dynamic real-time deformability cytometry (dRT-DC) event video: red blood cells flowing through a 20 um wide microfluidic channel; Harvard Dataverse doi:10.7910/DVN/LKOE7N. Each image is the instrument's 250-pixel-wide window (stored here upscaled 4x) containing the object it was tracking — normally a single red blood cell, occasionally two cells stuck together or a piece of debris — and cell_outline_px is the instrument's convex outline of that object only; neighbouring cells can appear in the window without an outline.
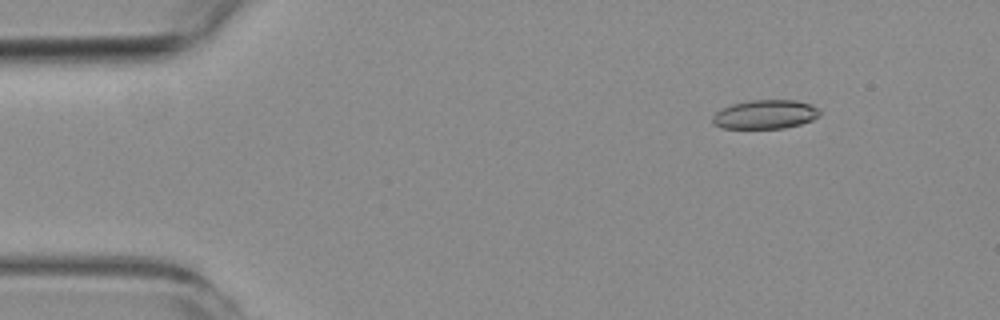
{"species": "common noctule bat (a hibernating species)", "species_latin": "Nyctalus noctula", "temperature_condition": "room temperature", "stored_images_in_passage": 4, "camera_frame_rate_fps": 3000, "um_per_image_px": 0.085, "animal": {"sex": "female", "body_mass_g": 19.3, "forearm_length_mm": 54.1}, "frame": {"image": 1, "passage_image": 2, "time_ms": 1.333, "image_size_px": [1000, 320], "cell_outline_px": [[820, 112], [812, 120], [800, 124], [784, 128], [720, 128], [712, 124], [712, 116], [720, 108], [732, 104], [748, 100], [796, 100], [820, 108]], "centroid_in_image_um": [64.99, 9.72], "position_along_channel_um": 20.0, "area_um2": 18.15}}